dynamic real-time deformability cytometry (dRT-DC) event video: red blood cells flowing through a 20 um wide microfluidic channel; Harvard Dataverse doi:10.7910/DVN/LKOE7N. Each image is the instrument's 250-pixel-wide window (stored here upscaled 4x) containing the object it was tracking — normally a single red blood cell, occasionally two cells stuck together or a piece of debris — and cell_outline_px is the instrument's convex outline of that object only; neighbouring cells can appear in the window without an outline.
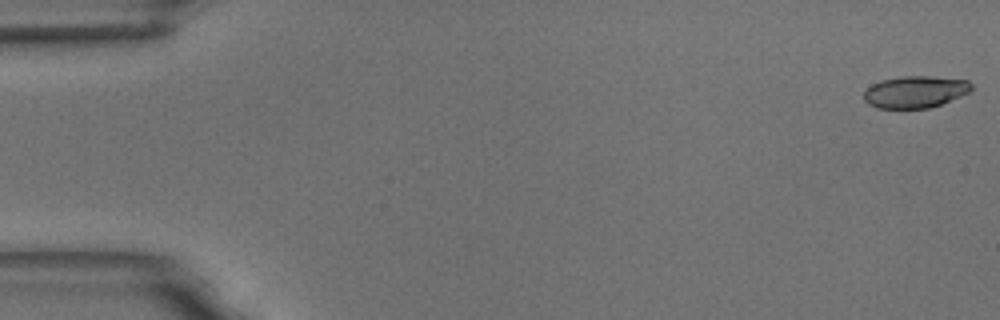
{"species": "common noctule bat (a hibernating species)", "species_latin": "Nyctalus noctula", "temperature_condition": "room temperature", "stored_images_in_passage": 13, "camera_frame_rate_fps": 3000, "um_per_image_px": 0.085, "animal": {"sex": "male", "body_mass_g": 18.8}, "frame": {"image": 1, "passage_image": 1, "time_ms": 0.0, "image_size_px": [1000, 320], "cell_outline_px": [[972, 88], [968, 92], [960, 96], [940, 104], [928, 108], [876, 108], [868, 104], [864, 100], [864, 92], [872, 84], [880, 80], [904, 76], [928, 76], [968, 80], [972, 84]], "centroid_in_image_um": [77.76, 7.8], "position_along_channel_um": 7.2, "area_um2": 19.88}}